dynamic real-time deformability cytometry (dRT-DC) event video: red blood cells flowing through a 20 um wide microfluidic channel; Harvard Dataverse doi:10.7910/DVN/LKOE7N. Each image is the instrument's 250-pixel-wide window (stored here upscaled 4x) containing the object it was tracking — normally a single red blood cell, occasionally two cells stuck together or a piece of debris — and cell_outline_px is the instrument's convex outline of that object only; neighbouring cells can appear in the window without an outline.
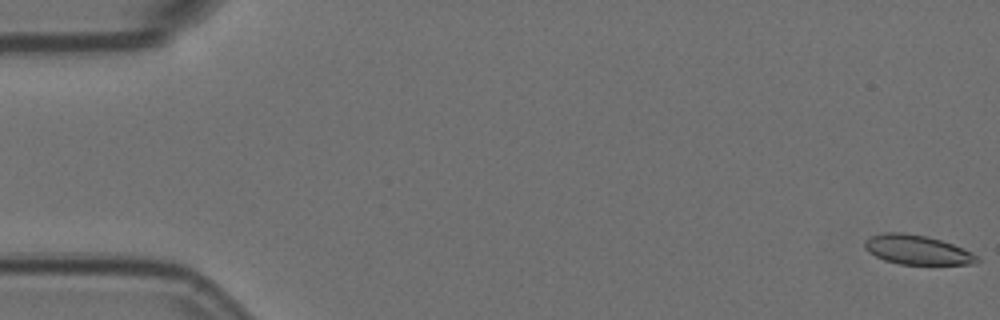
{"species": "Egyptian fruit bat (a non-hibernating species)", "species_latin": "Rousettus aegyptiacus", "temperature_condition": "room temperature", "stored_images_in_passage": 58, "camera_frame_rate_fps": 3000, "um_per_image_px": 0.085, "animal": {"sex": "female"}, "frame": {"image": 1, "passage_image": 1, "time_ms": 0.0, "image_size_px": [1000, 320], "cell_outline_px": [[980, 260], [976, 264], [900, 264], [884, 260], [868, 252], [864, 248], [864, 240], [872, 236], [884, 232], [904, 232], [928, 236], [952, 244], [972, 252]], "centroid_in_image_um": [77.93, 21.23], "position_along_channel_um": 7.1, "area_um2": 19.25}}
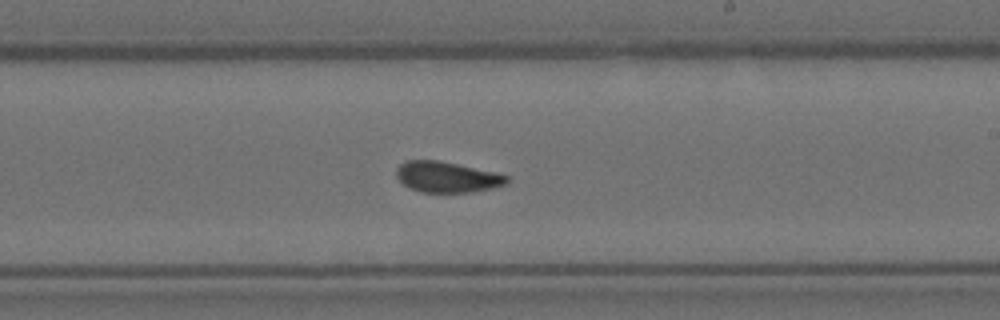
{"frame": {"image": 2, "passage_image": 34, "time_ms": 11.0, "image_size_px": [1000, 320], "cell_outline_px": [[508, 184], [492, 188], [472, 192], [420, 192], [408, 188], [396, 176], [396, 168], [404, 160], [436, 160], [496, 172], [508, 176]], "centroid_in_image_um": [37.98, 15.05], "position_along_channel_um": 251.0, "area_um2": 19.83}}
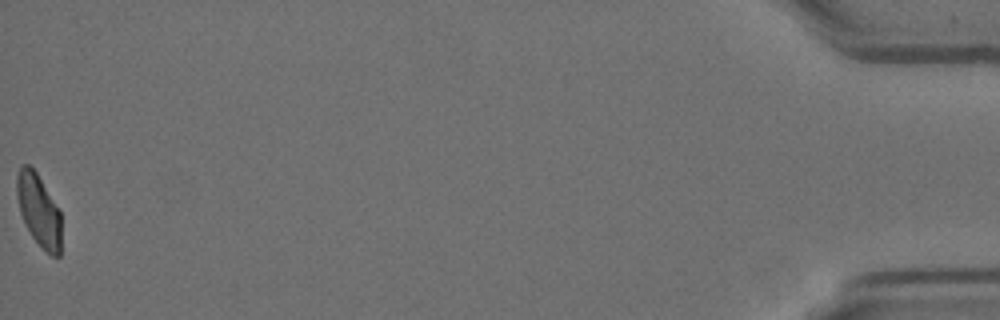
{"frame": {"image": 3, "passage_image": 58, "time_ms": 19.0, "image_size_px": [1000, 320], "cell_outline_px": [[60, 256], [52, 256], [32, 236], [24, 224], [20, 212], [16, 196], [16, 176], [20, 168], [24, 164], [28, 164], [36, 172], [60, 212]], "centroid_in_image_um": [3.26, 17.85], "position_along_channel_um": 431.9, "area_um2": 18.32}, "authors_computed_cell_mechanics": {"area_um2": 20.0566, "velocity_mm_per_s": 3.5458, "shape_relaxation_time_tau1_ms": null, "shape_relaxation_time_tau2_ms": 1.9582, "deformation_change_tau1": null, "deformation_change_tau2": 0.0792}}